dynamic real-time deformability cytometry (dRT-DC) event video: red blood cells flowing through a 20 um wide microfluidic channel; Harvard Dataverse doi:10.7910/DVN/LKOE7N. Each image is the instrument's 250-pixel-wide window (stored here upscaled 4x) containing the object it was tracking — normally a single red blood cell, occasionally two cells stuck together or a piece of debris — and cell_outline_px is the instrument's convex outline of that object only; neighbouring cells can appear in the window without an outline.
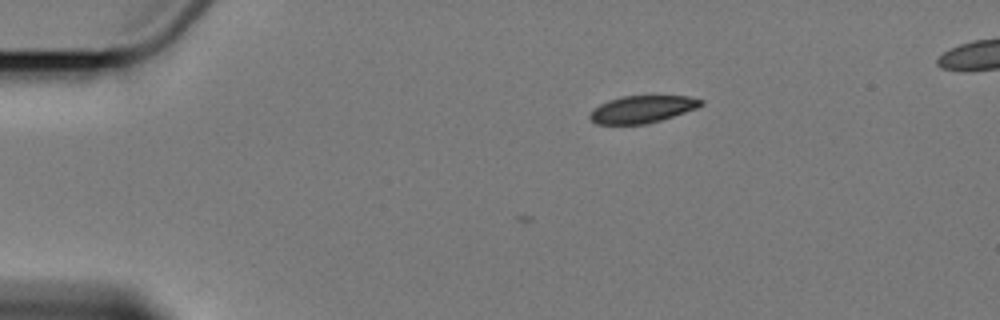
{"species": "Egyptian fruit bat (a non-hibernating species)", "species_latin": "Rousettus aegyptiacus", "temperature_condition": "cold", "stored_images_in_passage": 6, "segment_of_instrument_passage": [1, 2], "camera_frame_rate_fps": 3000, "um_per_image_px": 0.085, "animal": {"sex": "female"}, "frame": {"image": 1, "passage_image": 3, "time_ms": 2.667, "image_size_px": [1000, 320], "cell_outline_px": [[704, 104], [696, 108], [648, 124], [596, 124], [588, 116], [600, 104], [608, 100], [620, 96], [688, 96], [704, 100]], "centroid_in_image_um": [54.59, 9.28], "position_along_channel_um": 30.4, "area_um2": 17.46}}